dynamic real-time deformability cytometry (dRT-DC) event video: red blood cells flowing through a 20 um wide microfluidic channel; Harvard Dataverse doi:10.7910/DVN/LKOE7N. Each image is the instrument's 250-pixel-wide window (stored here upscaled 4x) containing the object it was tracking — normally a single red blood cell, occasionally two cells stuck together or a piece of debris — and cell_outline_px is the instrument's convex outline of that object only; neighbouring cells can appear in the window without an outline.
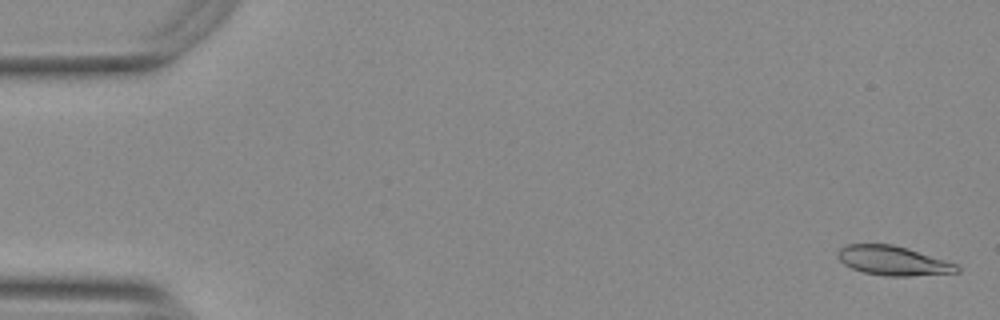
{"species": "Egyptian fruit bat (a non-hibernating species)", "species_latin": "Rousettus aegyptiacus", "temperature_condition": "warm", "stored_images_in_passage": 8, "camera_frame_rate_fps": 3000, "um_per_image_px": 0.085, "animal": {"sex": "female"}, "frame": {"image": 1, "passage_image": 2, "time_ms": 0.333, "image_size_px": [1000, 320], "cell_outline_px": [[960, 272], [908, 276], [888, 276], [864, 272], [852, 268], [844, 264], [836, 256], [836, 252], [840, 248], [848, 244], [892, 244], [944, 260], [956, 264], [960, 268]], "centroid_in_image_um": [75.87, 22.16], "position_along_channel_um": 9.1, "area_um2": 20.06}}